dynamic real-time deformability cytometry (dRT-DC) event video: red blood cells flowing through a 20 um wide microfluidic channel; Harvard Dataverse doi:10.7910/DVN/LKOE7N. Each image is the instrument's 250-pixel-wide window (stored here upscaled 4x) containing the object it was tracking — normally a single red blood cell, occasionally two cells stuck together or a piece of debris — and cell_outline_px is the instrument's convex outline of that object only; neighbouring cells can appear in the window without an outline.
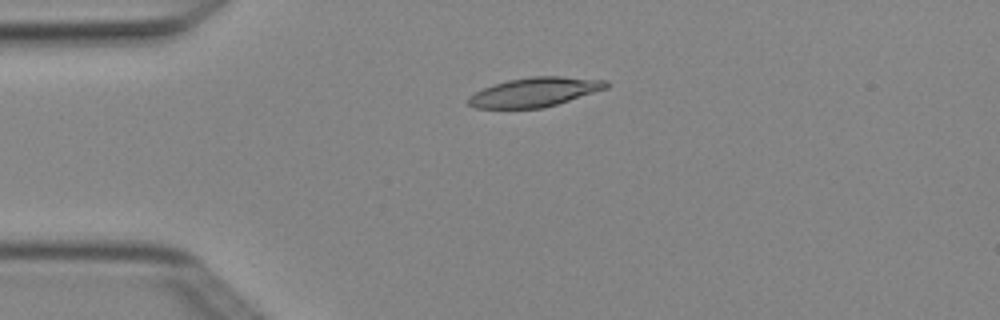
{"species": "Egyptian fruit bat (a non-hibernating species)", "species_latin": "Rousettus aegyptiacus", "temperature_condition": "cold", "stored_images_in_passage": 4, "camera_frame_rate_fps": 3000, "um_per_image_px": 0.085, "animal": {"sex": "female"}, "frame": {"image": 1, "passage_image": 1, "time_ms": 0.0, "image_size_px": [1000, 320], "cell_outline_px": [[608, 88], [556, 104], [540, 108], [476, 108], [468, 104], [468, 100], [476, 92], [484, 88], [508, 80], [532, 76], [560, 76], [608, 80]], "centroid_in_image_um": [45.49, 7.82], "position_along_channel_um": 39.5, "area_um2": 23.12}}
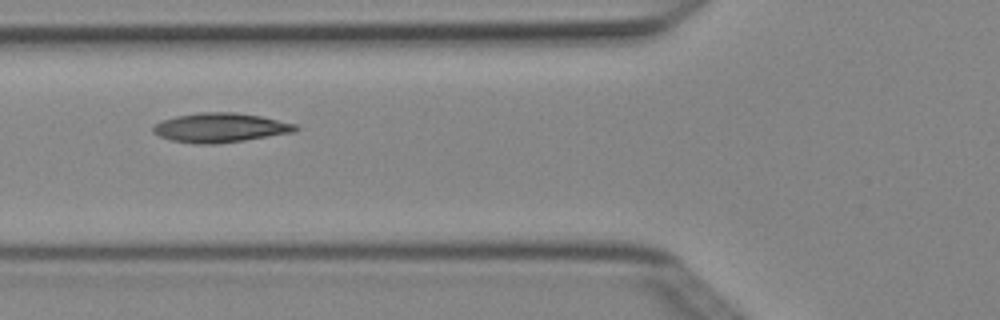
{"frame": {"image": 2, "passage_image": 3, "time_ms": 0.667, "image_size_px": [1000, 320], "cell_outline_px": [[300, 128], [296, 132], [244, 140], [216, 144], [192, 144], [172, 140], [160, 136], [152, 132], [152, 128], [160, 120], [176, 116], [200, 112], [236, 112], [260, 116], [296, 124]], "centroid_in_image_um": [18.72, 10.85], "position_along_channel_um": 107.1, "area_um2": 24.45}}
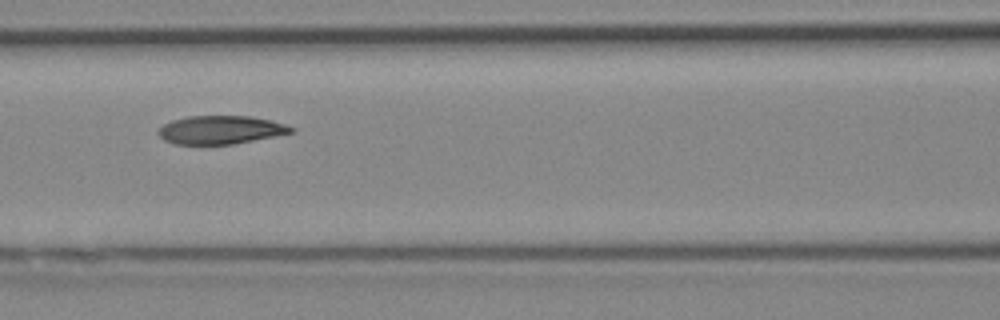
{"frame": {"image": 3, "passage_image": 4, "time_ms": 1.0, "image_size_px": [1000, 320], "cell_outline_px": [[296, 128], [292, 132], [232, 144], [176, 144], [164, 140], [156, 132], [164, 124], [172, 120], [188, 116], [252, 116], [272, 120]], "centroid_in_image_um": [18.73, 11.03], "position_along_channel_um": 147.9, "area_um2": 21.73}}